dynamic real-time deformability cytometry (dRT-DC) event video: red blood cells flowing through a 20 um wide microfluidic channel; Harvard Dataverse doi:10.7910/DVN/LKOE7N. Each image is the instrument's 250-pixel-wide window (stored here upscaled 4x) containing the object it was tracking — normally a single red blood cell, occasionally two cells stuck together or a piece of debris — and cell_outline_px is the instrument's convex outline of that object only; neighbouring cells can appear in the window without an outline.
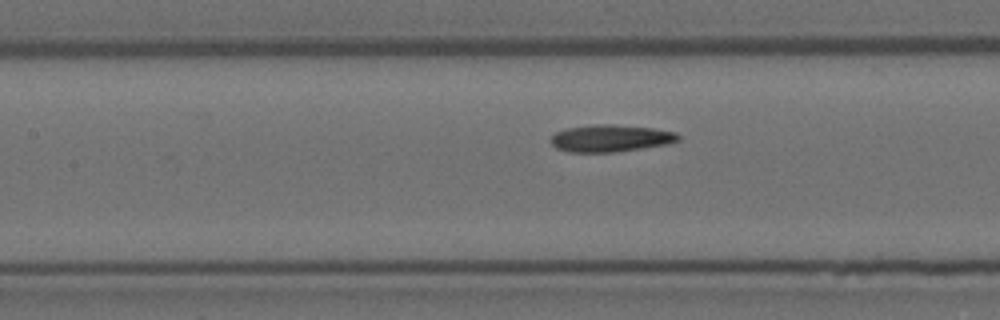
{"species": "Egyptian fruit bat (a non-hibernating species)", "species_latin": "Rousettus aegyptiacus", "temperature_condition": "room temperature", "stored_images_in_passage": 37, "camera_frame_rate_fps": 3000, "um_per_image_px": 0.085, "animal": {"sex": "female"}, "frame": {"image": 1, "passage_image": 19, "time_ms": 6.0, "image_size_px": [1000, 320], "cell_outline_px": [[680, 140], [668, 144], [612, 152], [568, 152], [556, 148], [548, 140], [556, 132], [564, 128], [596, 124], [612, 124], [652, 128], [676, 132], [680, 136]], "centroid_in_image_um": [51.87, 11.74], "position_along_channel_um": 155.5, "area_um2": 20.17}}
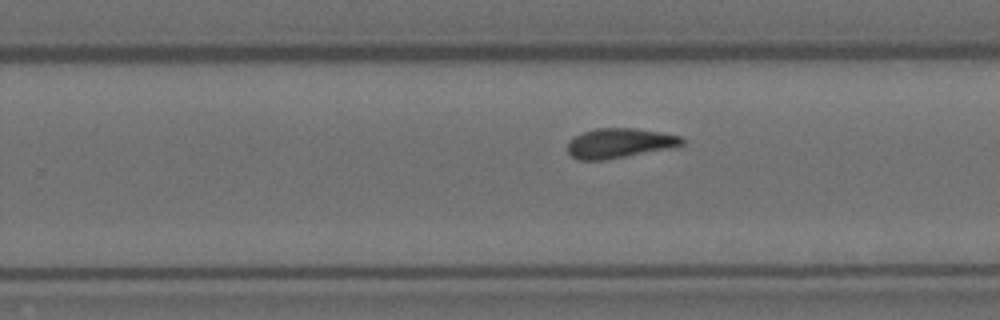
{"frame": {"image": 2, "passage_image": 29, "time_ms": 9.333, "image_size_px": [1000, 320], "cell_outline_px": [[684, 144], [668, 148], [624, 156], [600, 160], [576, 160], [568, 152], [568, 140], [584, 132], [596, 128], [636, 128], [660, 132], [680, 136], [684, 140]], "centroid_in_image_um": [52.62, 12.15], "position_along_channel_um": 277.2, "area_um2": 19.48}}
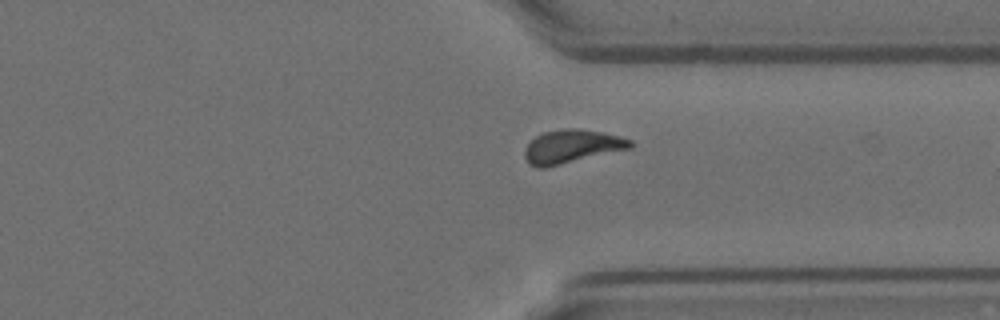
{"frame": {"image": 3, "passage_image": 36, "time_ms": 11.667, "image_size_px": [1000, 320], "cell_outline_px": [[632, 148], [544, 168], [540, 168], [528, 164], [524, 156], [524, 152], [528, 144], [536, 136], [544, 132], [564, 128], [576, 128], [604, 132], [620, 136], [632, 140]], "centroid_in_image_um": [48.61, 12.44], "position_along_channel_um": 362.8, "area_um2": 20.58}}